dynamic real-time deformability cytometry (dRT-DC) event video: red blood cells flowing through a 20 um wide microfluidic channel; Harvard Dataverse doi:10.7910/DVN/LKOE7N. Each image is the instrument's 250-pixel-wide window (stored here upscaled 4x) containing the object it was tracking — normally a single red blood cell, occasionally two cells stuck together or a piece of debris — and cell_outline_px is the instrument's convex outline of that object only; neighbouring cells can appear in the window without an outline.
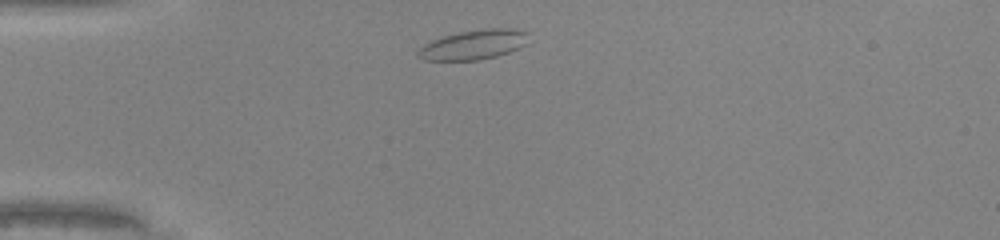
{"species": "common noctule bat (a hibernating species)", "species_latin": "Nyctalus noctula", "temperature_condition": "warm", "stored_images_in_passage": 31, "camera_frame_rate_fps": 3000, "um_per_image_px": 0.085, "animal": {"sex": "male", "body_mass_g": 20.0, "forearm_length_mm": 53.3}, "frame": {"image": 1, "passage_image": 1, "time_ms": 0.0, "image_size_px": [1000, 240], "cell_outline_px": [[528, 32], [524, 44], [520, 48], [496, 56], [476, 60], [424, 60], [416, 56], [416, 52], [424, 44], [432, 40], [444, 36], [460, 32], [488, 28], [512, 28]], "centroid_in_image_um": [40.23, 3.8], "position_along_channel_um": 44.8, "area_um2": 18.9}}
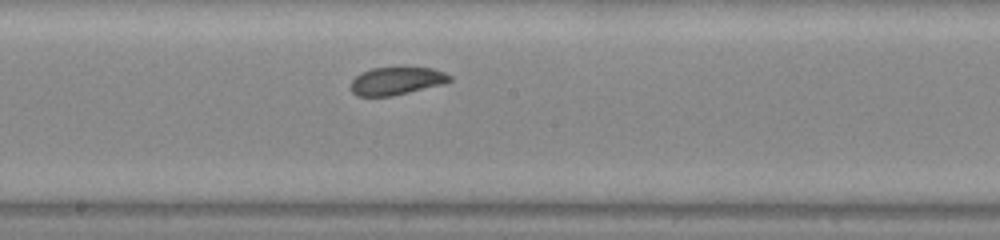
{"frame": {"image": 2, "passage_image": 15, "time_ms": 4.667, "image_size_px": [1000, 240], "cell_outline_px": [[452, 80], [444, 84], [392, 96], [356, 96], [352, 92], [352, 80], [360, 72], [372, 68], [432, 68], [444, 72], [452, 76]], "centroid_in_image_um": [33.72, 6.88], "position_along_channel_um": 214.5, "area_um2": 15.95}}
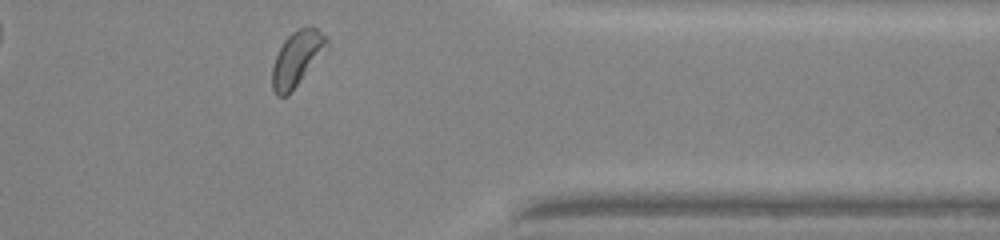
{"frame": {"image": 3, "passage_image": 28, "time_ms": 9.0, "image_size_px": [1000, 240], "cell_outline_px": [[328, 44], [292, 92], [288, 96], [276, 96], [272, 88], [272, 64], [284, 40], [292, 32], [300, 28], [316, 28], [328, 36]], "centroid_in_image_um": [25.2, 5.0], "position_along_channel_um": 386.2, "area_um2": 17.05}, "authors_computed_cell_mechanics": {"area_um2": 16.762, "velocity_mm_per_s": 4.2221, "shape_relaxation_time_tau1_ms": 3.0386, "shape_relaxation_time_tau2_ms": 1.6449, "deformation_change_tau1": 0.1006, "deformation_change_tau2": 0.0641}}